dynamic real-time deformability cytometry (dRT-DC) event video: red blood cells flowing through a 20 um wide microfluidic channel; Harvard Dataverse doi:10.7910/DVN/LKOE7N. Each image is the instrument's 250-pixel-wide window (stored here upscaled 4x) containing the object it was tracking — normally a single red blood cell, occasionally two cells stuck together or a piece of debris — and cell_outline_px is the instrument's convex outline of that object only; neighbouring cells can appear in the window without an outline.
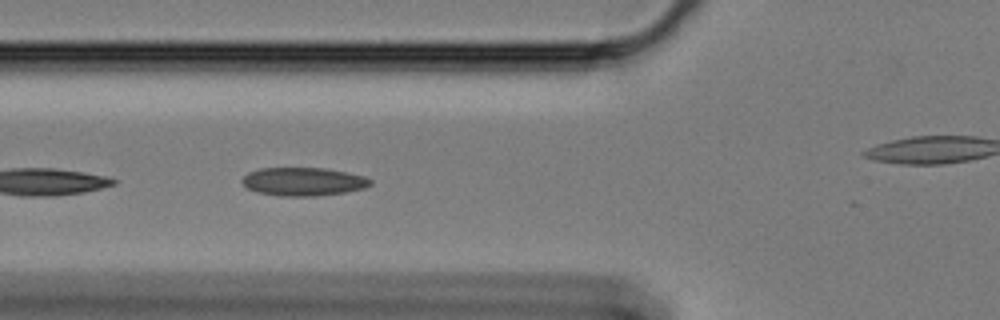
{"species": "Egyptian fruit bat (a non-hibernating species)", "species_latin": "Rousettus aegyptiacus", "temperature_condition": "cold", "stored_images_in_passage": 11, "camera_frame_rate_fps": 3000, "um_per_image_px": 0.085, "animal": {"sex": "female"}, "frame": {"image": 1, "passage_image": 4, "time_ms": 1.0, "image_size_px": [1000, 320], "cell_outline_px": [[372, 184], [364, 188], [344, 192], [316, 196], [280, 196], [256, 192], [248, 188], [240, 180], [248, 172], [260, 168], [324, 168], [364, 176], [372, 180]], "centroid_in_image_um": [25.76, 15.44], "position_along_channel_um": 100.0, "area_um2": 21.1}}